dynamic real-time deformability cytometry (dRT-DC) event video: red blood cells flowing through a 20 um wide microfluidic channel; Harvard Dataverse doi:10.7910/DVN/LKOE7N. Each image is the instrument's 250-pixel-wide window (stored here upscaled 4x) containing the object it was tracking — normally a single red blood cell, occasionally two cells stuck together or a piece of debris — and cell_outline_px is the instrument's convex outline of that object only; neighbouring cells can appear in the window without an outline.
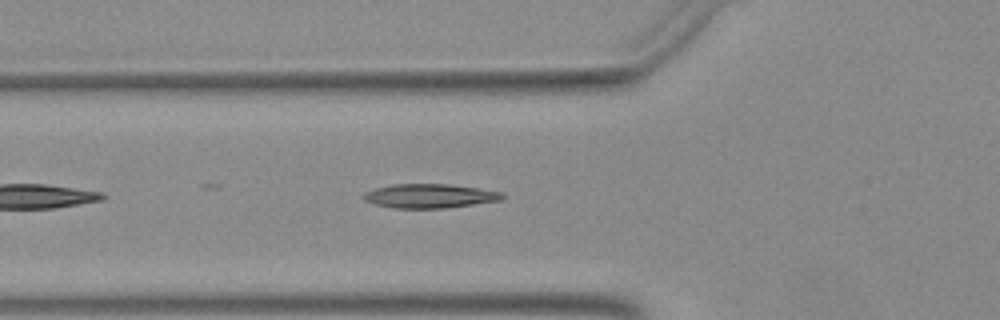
{"species": "Egyptian fruit bat (a non-hibernating species)", "species_latin": "Rousettus aegyptiacus", "temperature_condition": "warm", "stored_images_in_passage": 24, "camera_frame_rate_fps": 3000, "um_per_image_px": 0.085, "animal": {"sex": "female"}, "frame": {"image": 1, "passage_image": 5, "time_ms": 1.333, "image_size_px": [1000, 320], "cell_outline_px": [[508, 196], [500, 200], [448, 208], [392, 208], [376, 204], [364, 200], [364, 192], [376, 188], [392, 184], [448, 184], [504, 192]], "centroid_in_image_um": [36.56, 16.66], "position_along_channel_um": 89.2, "area_um2": 19.48}}
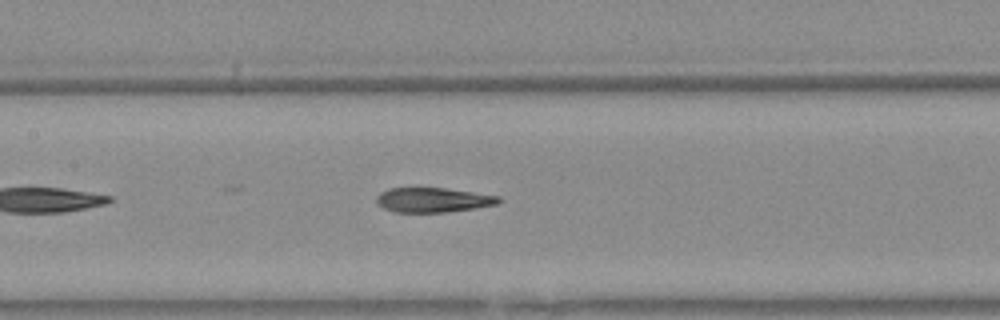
{"frame": {"image": 2, "passage_image": 11, "time_ms": 3.333, "image_size_px": [1000, 320], "cell_outline_px": [[500, 200], [496, 204], [476, 208], [444, 212], [396, 212], [384, 208], [376, 200], [376, 196], [380, 192], [388, 188], [444, 188], [500, 196]], "centroid_in_image_um": [36.79, 16.99], "position_along_channel_um": 170.6, "area_um2": 17.34}}
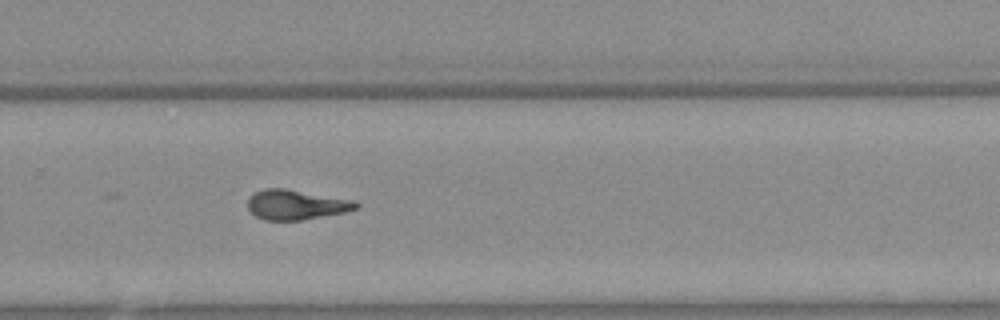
{"frame": {"image": 3, "passage_image": 21, "time_ms": 6.667, "image_size_px": [1000, 320], "cell_outline_px": [[360, 204], [356, 208], [344, 212], [300, 220], [264, 220], [256, 216], [248, 208], [248, 200], [256, 192], [264, 188], [284, 188], [356, 200]], "centroid_in_image_um": [25.18, 17.39], "position_along_channel_um": 304.6, "area_um2": 18.67}}